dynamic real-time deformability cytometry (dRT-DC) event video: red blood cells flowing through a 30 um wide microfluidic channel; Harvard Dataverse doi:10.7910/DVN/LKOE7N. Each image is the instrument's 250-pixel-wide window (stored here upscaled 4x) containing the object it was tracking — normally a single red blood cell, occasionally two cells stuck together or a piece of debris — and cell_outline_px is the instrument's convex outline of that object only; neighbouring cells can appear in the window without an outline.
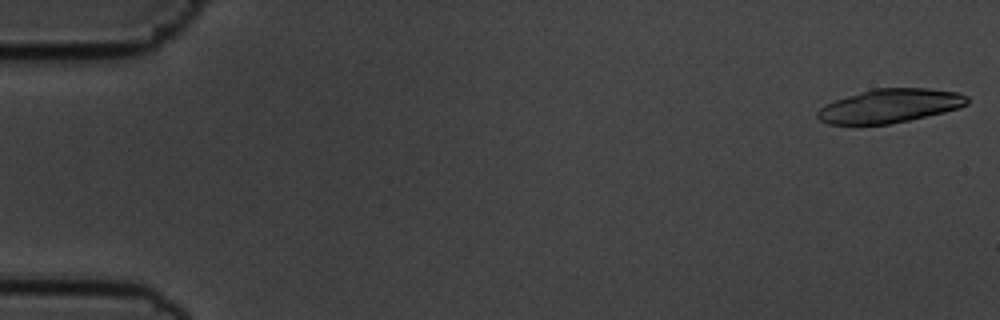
{"species": "common noctule bat (a hibernating species)", "species_latin": "Nyctalus noctula", "temperature_condition": "cold", "stored_images_in_passage": 20, "camera_frame_rate_fps": 3000, "um_per_image_px": 0.085, "animal": {"sex": "male", "body_mass_g": 19.5, "forearm_length_mm": 54.6}, "frame": {"image": 1, "passage_image": 1, "time_ms": 0.0, "image_size_px": [1000, 320], "cell_outline_px": [[968, 104], [960, 108], [944, 112], [908, 120], [888, 124], [828, 124], [820, 120], [816, 116], [816, 112], [824, 104], [872, 88], [928, 88], [960, 92], [968, 96]], "centroid_in_image_um": [75.66, 8.99], "position_along_channel_um": 9.3, "area_um2": 29.48}}